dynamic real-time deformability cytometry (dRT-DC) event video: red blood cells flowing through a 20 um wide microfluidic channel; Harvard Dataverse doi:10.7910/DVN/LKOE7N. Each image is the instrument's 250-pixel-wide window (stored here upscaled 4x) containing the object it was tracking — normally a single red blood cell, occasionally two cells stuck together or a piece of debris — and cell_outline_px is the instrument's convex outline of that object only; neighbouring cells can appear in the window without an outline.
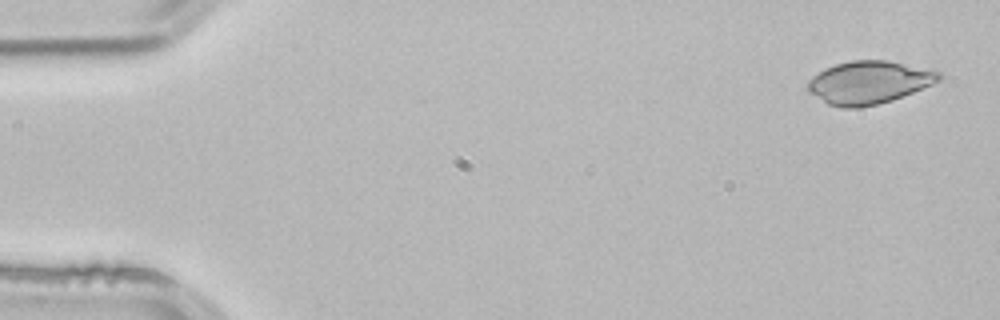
{"species": "common noctule bat (a hibernating species)", "species_latin": "Nyctalus noctula", "temperature_condition": "room temperature", "stored_images_in_passage": 3, "camera_frame_rate_fps": 3000, "um_per_image_px": 0.085, "animal": {"sex": "male", "body_mass_g": 21.5, "forearm_length_mm": 52.0}, "frame": {"image": 1, "passage_image": 1, "time_ms": 0.0, "image_size_px": [1000, 320], "cell_outline_px": [[940, 80], [932, 84], [892, 100], [860, 108], [840, 108], [828, 104], [808, 92], [808, 80], [812, 76], [824, 68], [836, 64], [852, 60], [888, 60], [940, 72]], "centroid_in_image_um": [73.8, 7.01], "position_along_channel_um": 11.2, "area_um2": 32.54}}